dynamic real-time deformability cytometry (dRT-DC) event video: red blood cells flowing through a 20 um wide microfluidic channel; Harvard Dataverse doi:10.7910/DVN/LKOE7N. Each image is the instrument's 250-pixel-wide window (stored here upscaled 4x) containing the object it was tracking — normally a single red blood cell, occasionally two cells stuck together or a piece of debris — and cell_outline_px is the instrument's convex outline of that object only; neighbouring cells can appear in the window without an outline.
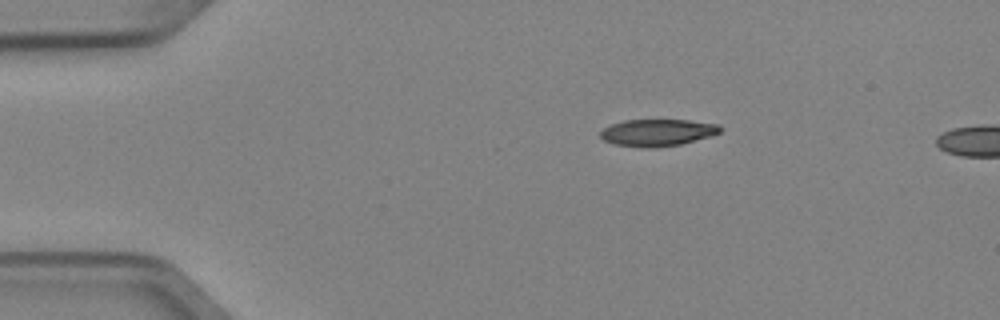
{"species": "Egyptian fruit bat (a non-hibernating species)", "species_latin": "Rousettus aegyptiacus", "temperature_condition": "cold", "stored_images_in_passage": 6, "camera_frame_rate_fps": 3000, "um_per_image_px": 0.085, "animal": {"sex": "female"}, "frame": {"image": 1, "passage_image": 1, "time_ms": 0.0, "image_size_px": [1000, 320], "cell_outline_px": [[720, 132], [708, 136], [680, 144], [616, 144], [604, 140], [600, 136], [600, 132], [604, 128], [612, 124], [624, 120], [688, 120], [720, 124]], "centroid_in_image_um": [55.91, 11.2], "position_along_channel_um": 29.1, "area_um2": 17.51}}
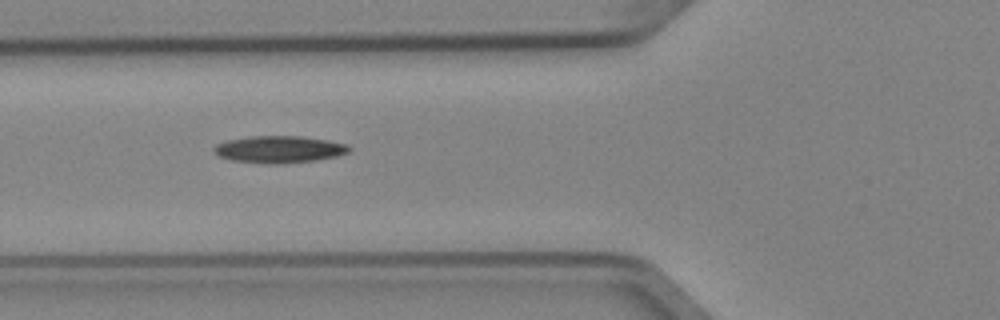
{"frame": {"image": 2, "passage_image": 4, "time_ms": 1.0, "image_size_px": [1000, 320], "cell_outline_px": [[352, 148], [348, 152], [336, 156], [316, 160], [276, 164], [268, 164], [232, 160], [220, 156], [212, 152], [212, 148], [216, 144], [228, 140], [248, 136], [300, 136], [328, 140], [348, 144]], "centroid_in_image_um": [23.72, 12.69], "position_along_channel_um": 102.1, "area_um2": 21.33}}
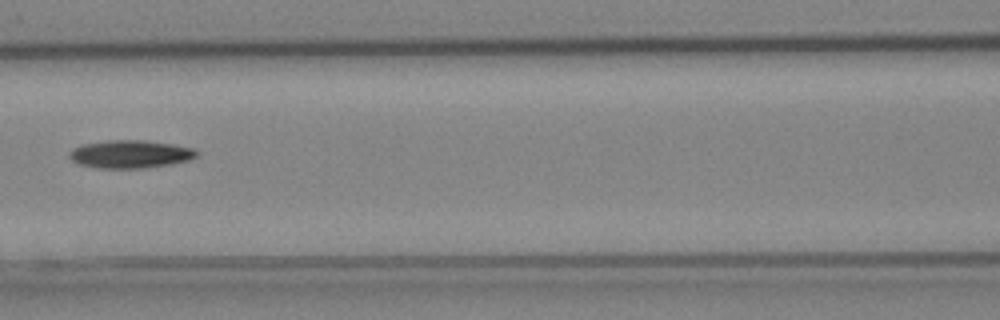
{"frame": {"image": 3, "passage_image": 5, "time_ms": 1.333, "image_size_px": [1000, 320], "cell_outline_px": [[200, 152], [196, 156], [188, 160], [168, 164], [144, 168], [96, 168], [80, 164], [72, 160], [68, 156], [68, 152], [72, 148], [84, 144], [108, 140], [144, 140], [172, 144], [192, 148]], "centroid_in_image_um": [11.04, 13.1], "position_along_channel_um": 155.6, "area_um2": 20.63}}